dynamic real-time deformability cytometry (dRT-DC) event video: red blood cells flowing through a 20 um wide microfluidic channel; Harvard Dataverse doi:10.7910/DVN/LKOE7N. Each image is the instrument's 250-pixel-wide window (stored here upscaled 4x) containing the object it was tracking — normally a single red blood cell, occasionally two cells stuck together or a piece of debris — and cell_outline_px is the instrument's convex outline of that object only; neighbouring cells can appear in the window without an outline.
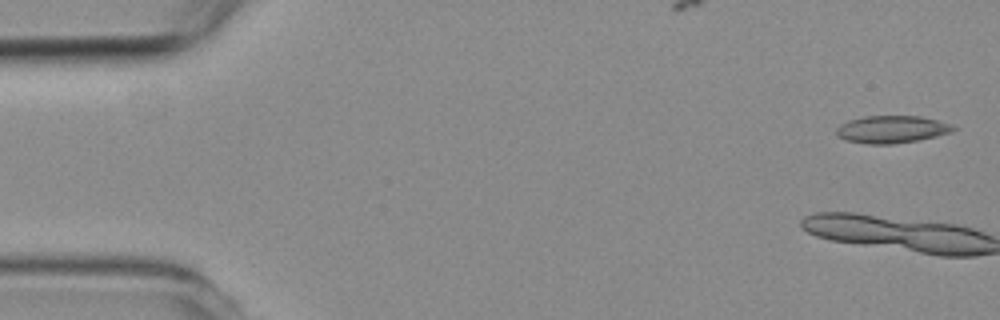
{"species": "common noctule bat (a hibernating species)", "species_latin": "Nyctalus noctula", "temperature_condition": "room temperature", "stored_images_in_passage": 6, "camera_frame_rate_fps": 3000, "um_per_image_px": 0.085, "animal": {"sex": "female", "body_mass_g": 19.3, "forearm_length_mm": 54.1}, "frame": {"image": 1, "passage_image": 1, "time_ms": 0.0, "image_size_px": [1000, 320], "cell_outline_px": [[956, 128], [952, 132], [920, 140], [892, 144], [868, 144], [844, 140], [836, 136], [836, 128], [840, 124], [848, 120], [864, 116], [920, 116], [936, 120], [948, 124]], "centroid_in_image_um": [75.74, 11.0], "position_along_channel_um": 9.3, "area_um2": 18.73}}
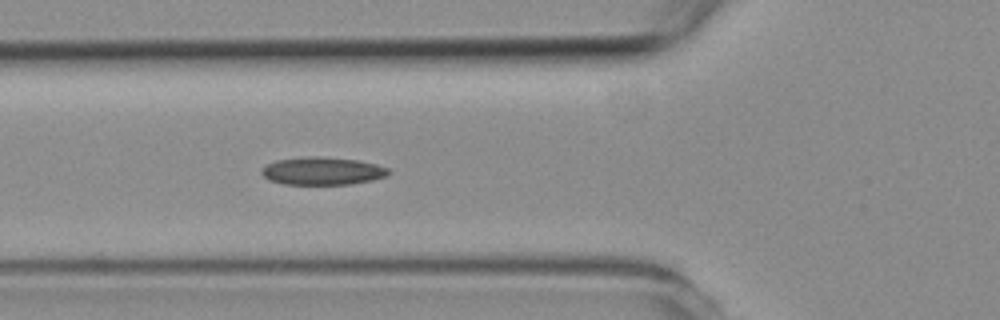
{"frame": {"image": 2, "passage_image": 6, "time_ms": 6.333, "image_size_px": [1000, 320], "cell_outline_px": [[392, 172], [384, 176], [372, 180], [352, 184], [284, 184], [268, 180], [260, 172], [260, 168], [276, 160], [308, 156], [316, 156], [360, 160], [376, 164], [388, 168]], "centroid_in_image_um": [27.39, 14.53], "position_along_channel_um": 98.4, "area_um2": 20.63}}